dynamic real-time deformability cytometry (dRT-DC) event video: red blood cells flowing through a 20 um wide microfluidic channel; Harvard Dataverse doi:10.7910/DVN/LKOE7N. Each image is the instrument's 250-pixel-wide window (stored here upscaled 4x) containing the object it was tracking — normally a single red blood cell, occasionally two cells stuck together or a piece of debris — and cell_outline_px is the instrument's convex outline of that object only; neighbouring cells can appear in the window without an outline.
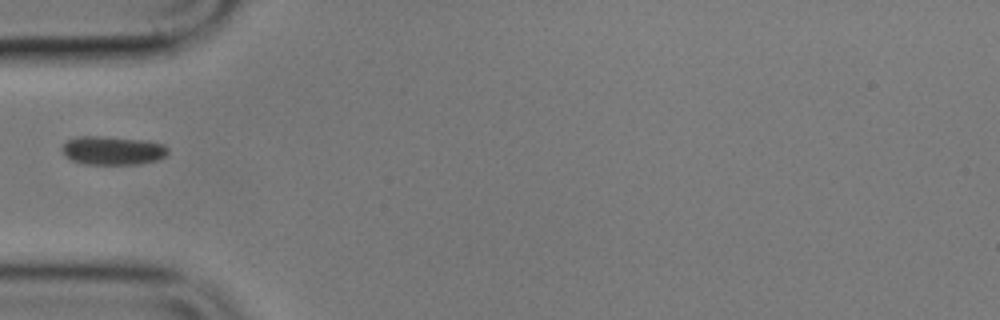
{"species": "common noctule bat (a hibernating species)", "species_latin": "Nyctalus noctula", "temperature_condition": "cold", "stored_images_in_passage": 4, "camera_frame_rate_fps": 3000, "um_per_image_px": 0.085, "animal": {"sex": "male", "body_mass_g": 17.9}, "frame": {"image": 1, "passage_image": 1, "time_ms": 0.0, "image_size_px": [1000, 320], "cell_outline_px": [[168, 152], [164, 156], [156, 160], [140, 164], [84, 164], [72, 160], [64, 156], [60, 148], [68, 140], [76, 136], [104, 136], [148, 140], [164, 144], [168, 148]], "centroid_in_image_um": [9.56, 12.78], "position_along_channel_um": 75.4, "area_um2": 17.92}}
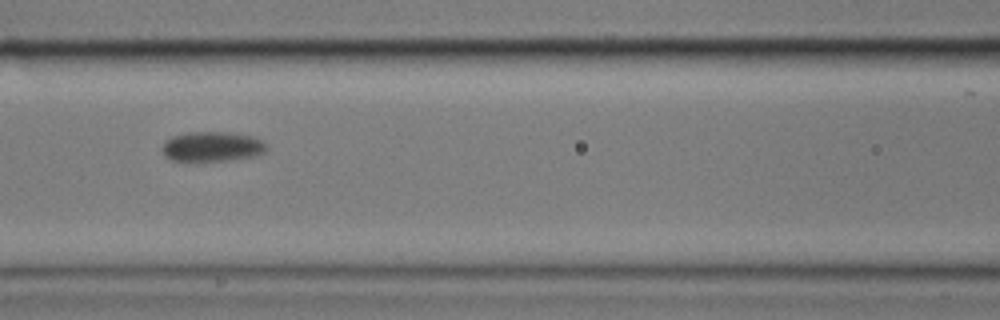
{"frame": {"image": 2, "passage_image": 3, "time_ms": 2.333, "image_size_px": [1000, 320], "cell_outline_px": [[268, 148], [260, 156], [196, 164], [172, 160], [164, 156], [160, 148], [164, 140], [172, 136], [188, 132], [228, 132], [256, 136], [264, 140]], "centroid_in_image_um": [18.02, 12.5], "position_along_channel_um": 148.6, "area_um2": 19.36}}
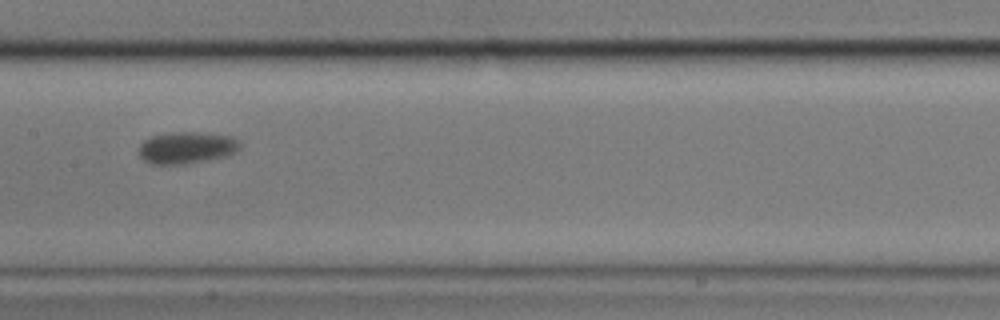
{"frame": {"image": 3, "passage_image": 4, "time_ms": 3.667, "image_size_px": [1000, 320], "cell_outline_px": [[240, 148], [236, 152], [228, 156], [188, 164], [152, 164], [144, 160], [136, 152], [140, 144], [144, 140], [152, 136], [176, 132], [196, 132], [232, 136], [240, 140]], "centroid_in_image_um": [15.88, 12.56], "position_along_channel_um": 191.5, "area_um2": 19.02}}